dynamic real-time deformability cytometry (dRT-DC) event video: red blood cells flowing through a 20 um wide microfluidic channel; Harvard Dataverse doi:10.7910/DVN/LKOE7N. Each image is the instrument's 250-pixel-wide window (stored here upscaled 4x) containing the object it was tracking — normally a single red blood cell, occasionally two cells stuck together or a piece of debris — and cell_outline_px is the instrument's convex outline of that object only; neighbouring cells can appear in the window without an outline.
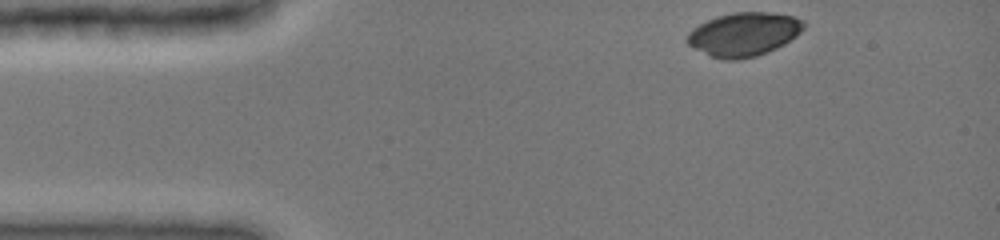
{"species": "common noctule bat (a hibernating species)", "species_latin": "Nyctalus noctula", "temperature_condition": "cold", "stored_images_in_passage": 38, "camera_frame_rate_fps": 3000, "um_per_image_px": 0.085, "animal": {"sex": "female", "body_mass_g": 19.0, "forearm_length_mm": 51.5}, "frame": {"image": 1, "passage_image": 1, "time_ms": 0.0, "image_size_px": [1000, 240], "cell_outline_px": [[804, 28], [796, 36], [784, 44], [776, 48], [756, 56], [736, 60], [724, 60], [712, 56], [688, 44], [684, 40], [688, 32], [692, 28], [716, 16], [732, 12], [768, 12], [792, 16], [804, 20]], "centroid_in_image_um": [63.21, 2.9], "position_along_channel_um": 21.8, "area_um2": 29.54}}
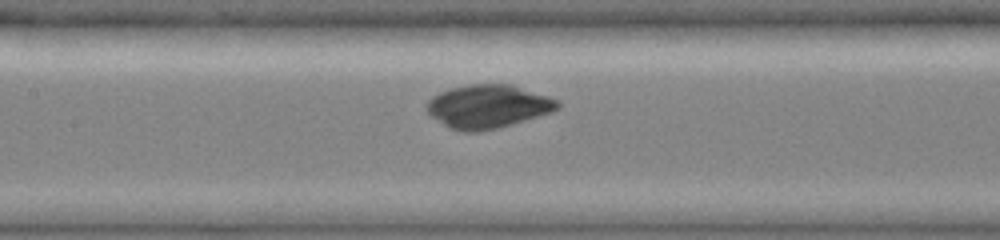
{"frame": {"image": 2, "passage_image": 17, "time_ms": 5.333, "image_size_px": [1000, 240], "cell_outline_px": [[560, 108], [552, 112], [512, 124], [480, 132], [464, 132], [452, 128], [444, 124], [432, 116], [428, 112], [428, 100], [432, 96], [440, 92], [452, 88], [468, 84], [512, 84], [560, 100]], "centroid_in_image_um": [41.52, 9.04], "position_along_channel_um": 165.9, "area_um2": 32.95}}
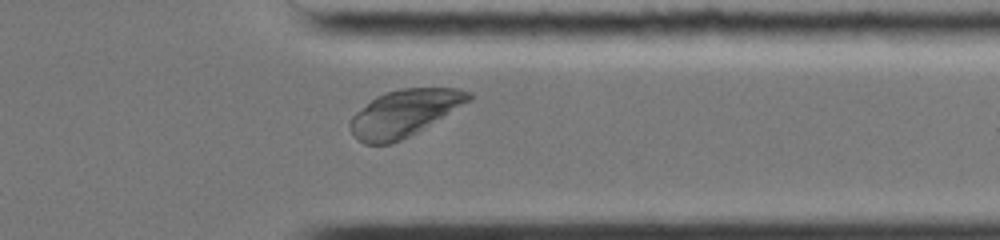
{"frame": {"image": 3, "passage_image": 33, "time_ms": 10.667, "image_size_px": [1000, 240], "cell_outline_px": [[472, 100], [416, 132], [400, 140], [388, 144], [364, 144], [352, 136], [348, 124], [352, 116], [356, 112], [376, 96], [400, 88], [456, 88], [472, 92]], "centroid_in_image_um": [34.34, 9.61], "position_along_channel_um": 377.1, "area_um2": 32.08}}